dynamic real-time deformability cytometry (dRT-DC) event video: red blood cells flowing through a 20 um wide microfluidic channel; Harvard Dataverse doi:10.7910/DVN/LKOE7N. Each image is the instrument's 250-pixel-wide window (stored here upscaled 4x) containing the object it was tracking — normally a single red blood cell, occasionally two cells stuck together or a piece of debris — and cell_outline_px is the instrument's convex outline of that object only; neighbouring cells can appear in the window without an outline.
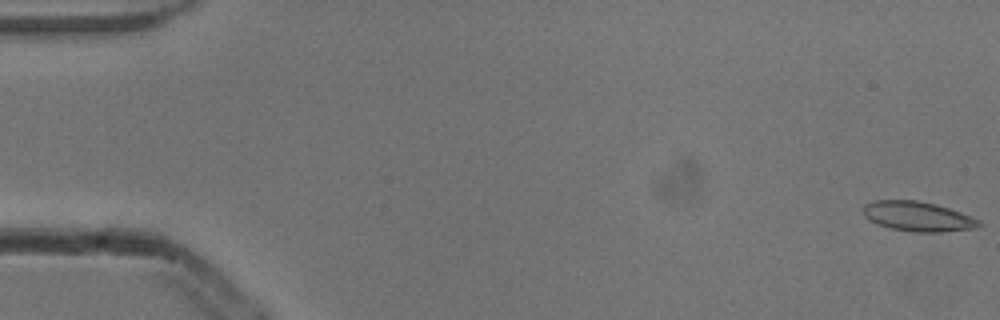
{"species": "common noctule bat (a hibernating species)", "species_latin": "Nyctalus noctula", "temperature_condition": "cold", "stored_images_in_passage": 5, "camera_frame_rate_fps": 3000, "um_per_image_px": 0.085, "animal": {"sex": "male", "body_mass_g": 13.3}, "frame": {"image": 1, "passage_image": 1, "time_ms": 0.0, "image_size_px": [1000, 320], "cell_outline_px": [[980, 224], [976, 228], [940, 232], [912, 232], [892, 228], [876, 224], [868, 220], [864, 216], [864, 204], [876, 200], [916, 200], [936, 204], [972, 216], [980, 220]], "centroid_in_image_um": [78.0, 18.39], "position_along_channel_um": 7.0, "area_um2": 20.06}}
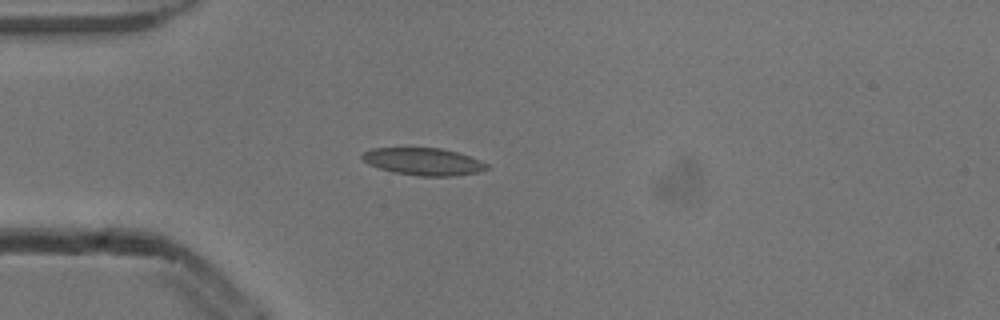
{"frame": {"image": 2, "passage_image": 5, "time_ms": 1.333, "image_size_px": [1000, 320], "cell_outline_px": [[488, 168], [476, 172], [456, 176], [420, 176], [392, 172], [368, 164], [360, 156], [364, 152], [372, 148], [440, 148], [456, 152], [480, 160], [488, 164]], "centroid_in_image_um": [35.97, 13.74], "position_along_channel_um": 49.0, "area_um2": 19.65}}